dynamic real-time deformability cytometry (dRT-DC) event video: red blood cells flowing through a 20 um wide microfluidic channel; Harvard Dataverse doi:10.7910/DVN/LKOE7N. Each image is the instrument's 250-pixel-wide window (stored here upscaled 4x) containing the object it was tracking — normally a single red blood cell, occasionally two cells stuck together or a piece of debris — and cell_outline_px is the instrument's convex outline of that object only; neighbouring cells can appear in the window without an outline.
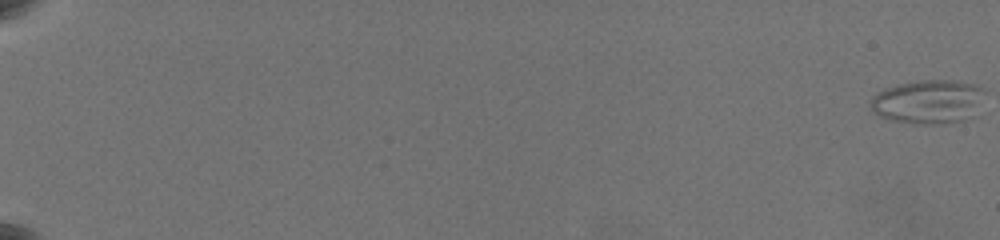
{"species": "common noctule bat (a hibernating species)", "species_latin": "Nyctalus noctula", "temperature_condition": "warm", "stored_images_in_passage": 31, "camera_frame_rate_fps": 3000, "um_per_image_px": 0.085, "animal": {"sex": "female", "body_mass_g": 19.5, "forearm_length_mm": 54.1}, "frame": {"image": 1, "passage_image": 1, "time_ms": 0.0, "image_size_px": [1000, 240], "cell_outline_px": [[976, 88], [964, 120], [932, 124], [916, 124], [888, 120], [872, 112], [872, 100], [880, 92], [888, 88], [904, 84], [924, 80], [944, 80], [972, 84]], "centroid_in_image_um": [78.62, 8.68], "position_along_channel_um": 6.4, "area_um2": 26.47}}
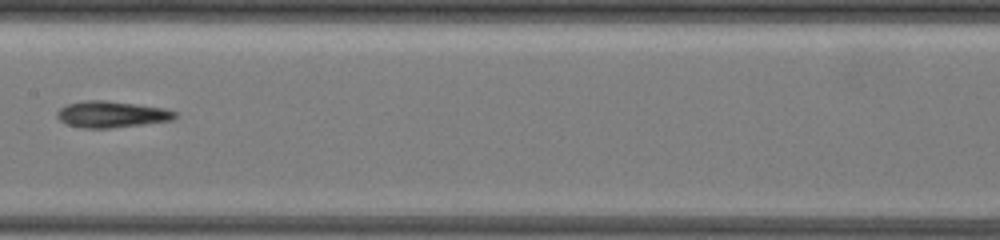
{"frame": {"image": 2, "passage_image": 19, "time_ms": 12.667, "image_size_px": [1000, 240], "cell_outline_px": [[176, 116], [172, 120], [144, 124], [108, 128], [80, 128], [68, 124], [60, 120], [56, 116], [56, 112], [60, 108], [68, 104], [84, 100], [104, 100], [136, 104], [164, 108], [176, 112]], "centroid_in_image_um": [9.46, 9.71], "position_along_channel_um": 197.9, "area_um2": 18.03}}
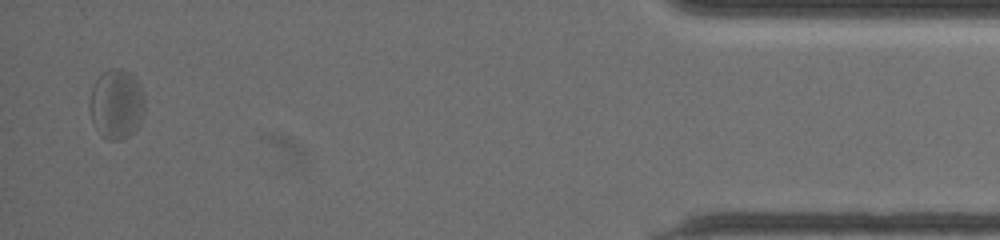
{"frame": {"image": 3, "passage_image": 31, "time_ms": 21.0, "image_size_px": [1000, 240], "cell_outline_px": [[144, 112], [140, 124], [128, 136], [120, 140], [108, 140], [100, 136], [92, 120], [92, 88], [96, 80], [104, 72], [112, 68], [120, 68], [132, 72], [144, 96]], "centroid_in_image_um": [9.94, 8.86], "position_along_channel_um": 425.3, "area_um2": 22.02}, "authors_computed_cell_mechanics": {"area_um2": 18.3226, "velocity_mm_per_s": 3.504, "shape_relaxation_time_tau1_ms": null, "shape_relaxation_time_tau2_ms": 2.9408, "deformation_change_tau1": null, "deformation_change_tau2": 0.1096}}